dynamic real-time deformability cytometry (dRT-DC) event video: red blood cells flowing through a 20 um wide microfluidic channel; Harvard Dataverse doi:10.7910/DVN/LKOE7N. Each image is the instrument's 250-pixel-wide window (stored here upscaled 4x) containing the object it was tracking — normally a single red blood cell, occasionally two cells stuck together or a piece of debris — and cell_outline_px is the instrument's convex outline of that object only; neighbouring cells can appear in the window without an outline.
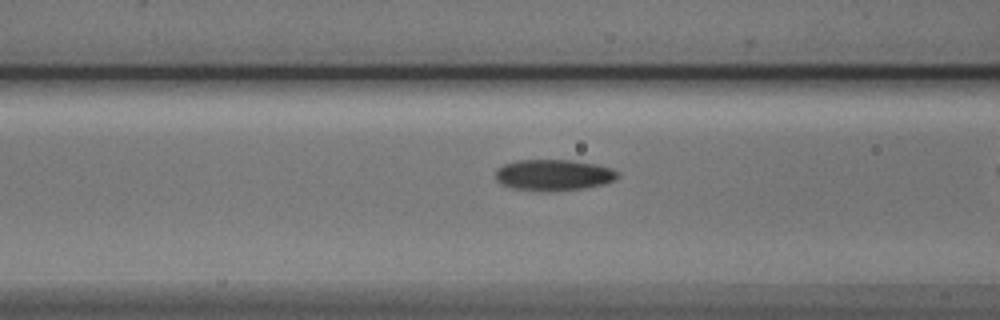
{"species": "Egyptian fruit bat (a non-hibernating species)", "species_latin": "Rousettus aegyptiacus", "temperature_condition": "cold", "stored_images_in_passage": 28, "camera_frame_rate_fps": 3000, "um_per_image_px": 0.085, "animal": {"sex": "male"}, "frame": {"image": 1, "passage_image": 8, "time_ms": 2.333, "image_size_px": [1000, 320], "cell_outline_px": [[620, 176], [616, 180], [604, 184], [584, 188], [512, 188], [500, 184], [496, 180], [496, 168], [504, 164], [516, 160], [572, 160], [596, 164], [612, 168], [620, 172]], "centroid_in_image_um": [47.1, 14.82], "position_along_channel_um": 119.5, "area_um2": 21.5}}
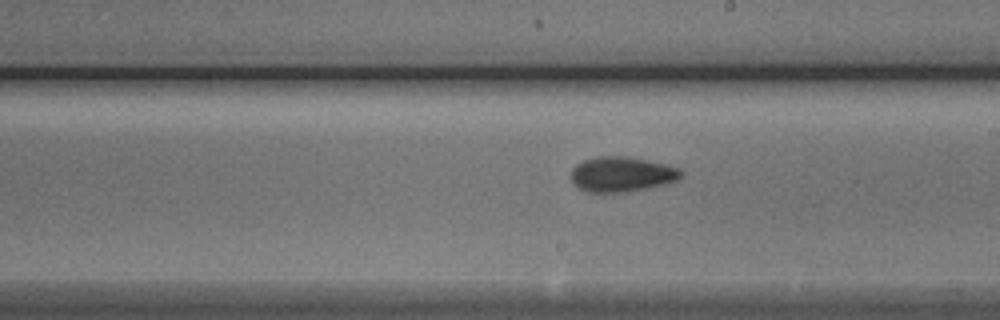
{"frame": {"image": 2, "passage_image": 17, "time_ms": 5.333, "image_size_px": [1000, 320], "cell_outline_px": [[684, 176], [676, 180], [664, 184], [644, 188], [620, 192], [588, 192], [580, 188], [572, 180], [572, 168], [576, 164], [584, 160], [596, 156], [628, 156], [668, 164], [680, 168], [684, 172]], "centroid_in_image_um": [52.89, 14.78], "position_along_channel_um": 236.1, "area_um2": 22.43}}
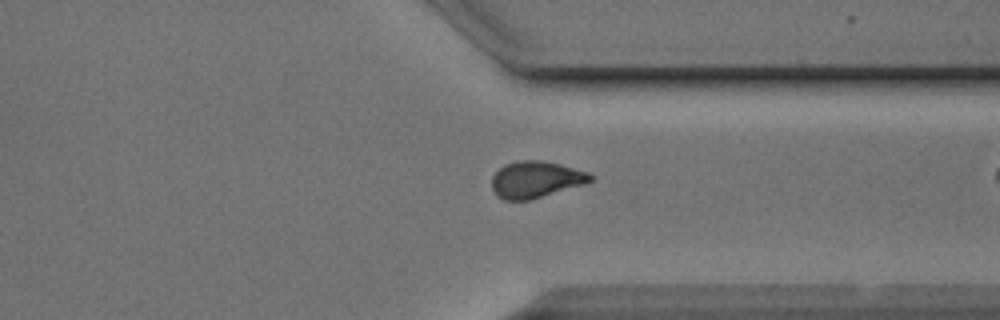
{"frame": {"image": 3, "passage_image": 27, "time_ms": 8.667, "image_size_px": [1000, 320], "cell_outline_px": [[592, 180], [584, 184], [528, 200], [504, 200], [496, 196], [492, 188], [492, 176], [504, 164], [520, 160], [540, 160], [560, 164], [588, 172], [592, 176]], "centroid_in_image_um": [45.5, 15.25], "position_along_channel_um": 365.9, "area_um2": 20.87}}